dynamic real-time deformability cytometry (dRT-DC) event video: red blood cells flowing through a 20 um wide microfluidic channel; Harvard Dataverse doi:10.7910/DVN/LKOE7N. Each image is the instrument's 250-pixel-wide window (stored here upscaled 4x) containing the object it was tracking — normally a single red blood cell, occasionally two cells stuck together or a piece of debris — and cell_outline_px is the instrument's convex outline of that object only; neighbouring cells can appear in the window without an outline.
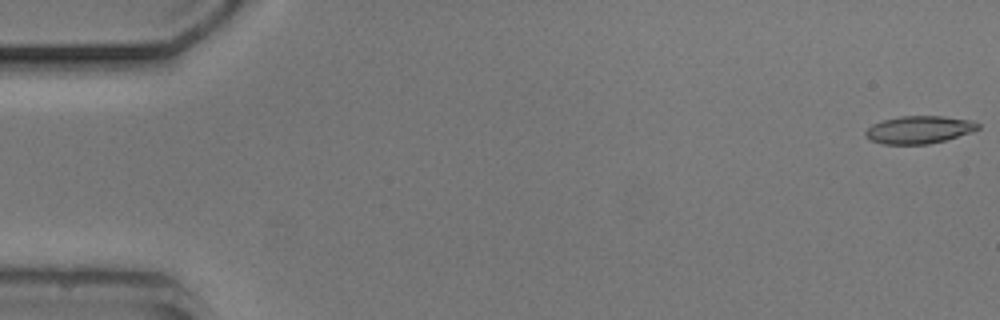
{"species": "common noctule bat (a hibernating species)", "species_latin": "Nyctalus noctula", "temperature_condition": "cold", "stored_images_in_passage": 53, "camera_frame_rate_fps": 3000, "um_per_image_px": 0.085, "animal": {"sex": "male", "body_mass_g": 20.5, "forearm_length_mm": 52.5}, "frame": {"image": 1, "passage_image": 1, "time_ms": 0.0, "image_size_px": [1000, 320], "cell_outline_px": [[980, 128], [972, 132], [944, 140], [928, 144], [884, 144], [872, 140], [864, 132], [872, 124], [884, 120], [900, 116], [944, 116], [972, 120], [980, 124]], "centroid_in_image_um": [78.17, 11.01], "position_along_channel_um": 6.8, "area_um2": 17.98}}
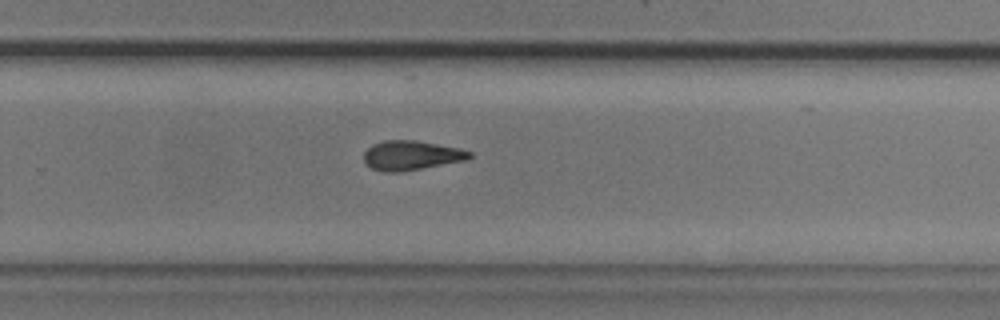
{"frame": {"image": 2, "passage_image": 35, "time_ms": 11.333, "image_size_px": [1000, 320], "cell_outline_px": [[472, 156], [468, 160], [396, 172], [384, 172], [372, 168], [364, 160], [364, 152], [372, 144], [384, 140], [416, 140], [460, 148], [472, 152]], "centroid_in_image_um": [34.98, 13.19], "position_along_channel_um": 294.8, "area_um2": 18.03}}
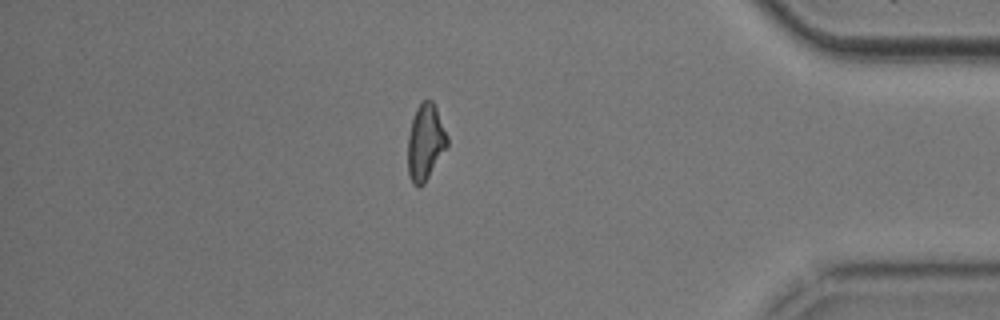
{"frame": {"image": 3, "passage_image": 46, "time_ms": 15.0, "image_size_px": [1000, 320], "cell_outline_px": [[448, 148], [424, 184], [420, 188], [416, 188], [412, 184], [408, 172], [408, 136], [412, 120], [416, 108], [420, 100], [432, 100], [436, 108], [448, 136]], "centroid_in_image_um": [36.17, 12.13], "position_along_channel_um": 399.0, "area_um2": 17.86}, "authors_computed_cell_mechanics": {"area_um2": 18.0914, "velocity_mm_per_s": 3.7903, "shape_relaxation_time_tau1_ms": 7.3932, "shape_relaxation_time_tau2_ms": 3.1889, "deformation_change_tau1": 0.1938, "deformation_change_tau2": 0.121}}